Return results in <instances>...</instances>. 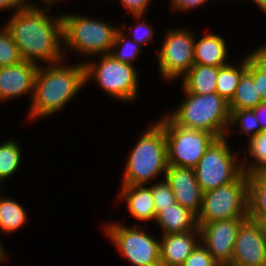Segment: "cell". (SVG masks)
<instances>
[{"label":"cell","mask_w":266,"mask_h":266,"mask_svg":"<svg viewBox=\"0 0 266 266\" xmlns=\"http://www.w3.org/2000/svg\"><path fill=\"white\" fill-rule=\"evenodd\" d=\"M41 7L32 1L30 6L10 15L3 24L18 46L22 59L38 66L65 59L62 15L52 17L48 14L50 9Z\"/></svg>","instance_id":"1"},{"label":"cell","mask_w":266,"mask_h":266,"mask_svg":"<svg viewBox=\"0 0 266 266\" xmlns=\"http://www.w3.org/2000/svg\"><path fill=\"white\" fill-rule=\"evenodd\" d=\"M65 62L63 59L38 67L27 120L45 119L60 112L86 87L84 63Z\"/></svg>","instance_id":"2"},{"label":"cell","mask_w":266,"mask_h":266,"mask_svg":"<svg viewBox=\"0 0 266 266\" xmlns=\"http://www.w3.org/2000/svg\"><path fill=\"white\" fill-rule=\"evenodd\" d=\"M63 54L73 52L86 62L105 54H110L119 26L106 20L89 17L87 14L62 13ZM94 18V19H92ZM69 49V50H68Z\"/></svg>","instance_id":"3"},{"label":"cell","mask_w":266,"mask_h":266,"mask_svg":"<svg viewBox=\"0 0 266 266\" xmlns=\"http://www.w3.org/2000/svg\"><path fill=\"white\" fill-rule=\"evenodd\" d=\"M142 133L126 159L120 185H147L168 169L164 127L156 120Z\"/></svg>","instance_id":"4"},{"label":"cell","mask_w":266,"mask_h":266,"mask_svg":"<svg viewBox=\"0 0 266 266\" xmlns=\"http://www.w3.org/2000/svg\"><path fill=\"white\" fill-rule=\"evenodd\" d=\"M184 100L166 115L177 125L210 132L217 138L226 137L230 124L229 102L216 92L207 95L188 93L183 87Z\"/></svg>","instance_id":"5"},{"label":"cell","mask_w":266,"mask_h":266,"mask_svg":"<svg viewBox=\"0 0 266 266\" xmlns=\"http://www.w3.org/2000/svg\"><path fill=\"white\" fill-rule=\"evenodd\" d=\"M98 58V61L92 58L84 62L85 84L89 83V80H94L93 84H97L106 96L124 103L135 102V99H138L140 85V73L136 66L119 62L111 54Z\"/></svg>","instance_id":"6"},{"label":"cell","mask_w":266,"mask_h":266,"mask_svg":"<svg viewBox=\"0 0 266 266\" xmlns=\"http://www.w3.org/2000/svg\"><path fill=\"white\" fill-rule=\"evenodd\" d=\"M103 225L105 236L132 266H161L160 239L145 231L144 227L135 223L127 226L113 220Z\"/></svg>","instance_id":"7"},{"label":"cell","mask_w":266,"mask_h":266,"mask_svg":"<svg viewBox=\"0 0 266 266\" xmlns=\"http://www.w3.org/2000/svg\"><path fill=\"white\" fill-rule=\"evenodd\" d=\"M237 218H248V173L246 172L227 185L203 193L197 224Z\"/></svg>","instance_id":"8"},{"label":"cell","mask_w":266,"mask_h":266,"mask_svg":"<svg viewBox=\"0 0 266 266\" xmlns=\"http://www.w3.org/2000/svg\"><path fill=\"white\" fill-rule=\"evenodd\" d=\"M228 138H217L194 167L203 193L227 185L243 173L242 159L236 152H231Z\"/></svg>","instance_id":"9"},{"label":"cell","mask_w":266,"mask_h":266,"mask_svg":"<svg viewBox=\"0 0 266 266\" xmlns=\"http://www.w3.org/2000/svg\"><path fill=\"white\" fill-rule=\"evenodd\" d=\"M158 122L164 127L168 165L194 168L217 139L210 132L181 127L166 114Z\"/></svg>","instance_id":"10"},{"label":"cell","mask_w":266,"mask_h":266,"mask_svg":"<svg viewBox=\"0 0 266 266\" xmlns=\"http://www.w3.org/2000/svg\"><path fill=\"white\" fill-rule=\"evenodd\" d=\"M194 31L189 28L168 29L157 52L160 76L167 82L183 77L194 64Z\"/></svg>","instance_id":"11"},{"label":"cell","mask_w":266,"mask_h":266,"mask_svg":"<svg viewBox=\"0 0 266 266\" xmlns=\"http://www.w3.org/2000/svg\"><path fill=\"white\" fill-rule=\"evenodd\" d=\"M247 219L237 218L198 224L201 244L221 266L231 265L237 233Z\"/></svg>","instance_id":"12"},{"label":"cell","mask_w":266,"mask_h":266,"mask_svg":"<svg viewBox=\"0 0 266 266\" xmlns=\"http://www.w3.org/2000/svg\"><path fill=\"white\" fill-rule=\"evenodd\" d=\"M230 266H266V235L262 223L247 219L241 225Z\"/></svg>","instance_id":"13"},{"label":"cell","mask_w":266,"mask_h":266,"mask_svg":"<svg viewBox=\"0 0 266 266\" xmlns=\"http://www.w3.org/2000/svg\"><path fill=\"white\" fill-rule=\"evenodd\" d=\"M38 67L25 60L11 66L0 67V102L28 94L31 103Z\"/></svg>","instance_id":"14"},{"label":"cell","mask_w":266,"mask_h":266,"mask_svg":"<svg viewBox=\"0 0 266 266\" xmlns=\"http://www.w3.org/2000/svg\"><path fill=\"white\" fill-rule=\"evenodd\" d=\"M165 180L169 183L176 202L197 216L201 209L203 192L194 168L168 165Z\"/></svg>","instance_id":"15"},{"label":"cell","mask_w":266,"mask_h":266,"mask_svg":"<svg viewBox=\"0 0 266 266\" xmlns=\"http://www.w3.org/2000/svg\"><path fill=\"white\" fill-rule=\"evenodd\" d=\"M161 266H181L200 243V230L161 235Z\"/></svg>","instance_id":"16"},{"label":"cell","mask_w":266,"mask_h":266,"mask_svg":"<svg viewBox=\"0 0 266 266\" xmlns=\"http://www.w3.org/2000/svg\"><path fill=\"white\" fill-rule=\"evenodd\" d=\"M116 199L125 201L128 213L137 221H155V203L153 202L152 190L147 185H120Z\"/></svg>","instance_id":"17"},{"label":"cell","mask_w":266,"mask_h":266,"mask_svg":"<svg viewBox=\"0 0 266 266\" xmlns=\"http://www.w3.org/2000/svg\"><path fill=\"white\" fill-rule=\"evenodd\" d=\"M223 36L204 33L199 39L195 37L194 64L221 67L228 64L229 51Z\"/></svg>","instance_id":"18"},{"label":"cell","mask_w":266,"mask_h":266,"mask_svg":"<svg viewBox=\"0 0 266 266\" xmlns=\"http://www.w3.org/2000/svg\"><path fill=\"white\" fill-rule=\"evenodd\" d=\"M154 223L162 229V235L199 230L197 216L177 202L163 208L156 215Z\"/></svg>","instance_id":"19"},{"label":"cell","mask_w":266,"mask_h":266,"mask_svg":"<svg viewBox=\"0 0 266 266\" xmlns=\"http://www.w3.org/2000/svg\"><path fill=\"white\" fill-rule=\"evenodd\" d=\"M218 67L193 64L182 77V87L191 94L207 95L216 92Z\"/></svg>","instance_id":"20"},{"label":"cell","mask_w":266,"mask_h":266,"mask_svg":"<svg viewBox=\"0 0 266 266\" xmlns=\"http://www.w3.org/2000/svg\"><path fill=\"white\" fill-rule=\"evenodd\" d=\"M248 219L266 220V170L248 173Z\"/></svg>","instance_id":"21"},{"label":"cell","mask_w":266,"mask_h":266,"mask_svg":"<svg viewBox=\"0 0 266 266\" xmlns=\"http://www.w3.org/2000/svg\"><path fill=\"white\" fill-rule=\"evenodd\" d=\"M241 60L239 64H236L237 66L231 62L218 67L216 93L227 102H230L234 97L237 85L242 75L247 71V55Z\"/></svg>","instance_id":"22"},{"label":"cell","mask_w":266,"mask_h":266,"mask_svg":"<svg viewBox=\"0 0 266 266\" xmlns=\"http://www.w3.org/2000/svg\"><path fill=\"white\" fill-rule=\"evenodd\" d=\"M9 197L0 195V232L4 235L13 234L22 229L28 220L26 209L18 201Z\"/></svg>","instance_id":"23"},{"label":"cell","mask_w":266,"mask_h":266,"mask_svg":"<svg viewBox=\"0 0 266 266\" xmlns=\"http://www.w3.org/2000/svg\"><path fill=\"white\" fill-rule=\"evenodd\" d=\"M262 101L257 83L245 72L237 85L234 97L229 102V110L253 109Z\"/></svg>","instance_id":"24"},{"label":"cell","mask_w":266,"mask_h":266,"mask_svg":"<svg viewBox=\"0 0 266 266\" xmlns=\"http://www.w3.org/2000/svg\"><path fill=\"white\" fill-rule=\"evenodd\" d=\"M22 148L17 140L7 139L0 144V181L5 184L22 164Z\"/></svg>","instance_id":"25"},{"label":"cell","mask_w":266,"mask_h":266,"mask_svg":"<svg viewBox=\"0 0 266 266\" xmlns=\"http://www.w3.org/2000/svg\"><path fill=\"white\" fill-rule=\"evenodd\" d=\"M246 152L253 161L242 160L243 172H259L266 170V133L262 132L248 141ZM248 163H247V162ZM253 162V163H252Z\"/></svg>","instance_id":"26"},{"label":"cell","mask_w":266,"mask_h":266,"mask_svg":"<svg viewBox=\"0 0 266 266\" xmlns=\"http://www.w3.org/2000/svg\"><path fill=\"white\" fill-rule=\"evenodd\" d=\"M230 113V124L226 137H230V133L237 127L242 132L241 134L250 135L247 141L262 133L261 125L258 123L253 109L230 110Z\"/></svg>","instance_id":"27"},{"label":"cell","mask_w":266,"mask_h":266,"mask_svg":"<svg viewBox=\"0 0 266 266\" xmlns=\"http://www.w3.org/2000/svg\"><path fill=\"white\" fill-rule=\"evenodd\" d=\"M142 51L141 45L118 30L110 54L119 62L133 65Z\"/></svg>","instance_id":"28"},{"label":"cell","mask_w":266,"mask_h":266,"mask_svg":"<svg viewBox=\"0 0 266 266\" xmlns=\"http://www.w3.org/2000/svg\"><path fill=\"white\" fill-rule=\"evenodd\" d=\"M132 17H134V19H135L134 22H136V24H135V26H132V27L130 26L128 28L129 34L126 33L127 29H126L125 24H120L119 30L127 37H129V35H130V38L133 41H135L136 43H138L139 45H141L142 47H144L143 45L146 46V45L152 43L154 41L153 39H155L154 38L155 31H154L153 26L150 25V22L146 23L144 15H132ZM143 18H144V20H143Z\"/></svg>","instance_id":"29"},{"label":"cell","mask_w":266,"mask_h":266,"mask_svg":"<svg viewBox=\"0 0 266 266\" xmlns=\"http://www.w3.org/2000/svg\"><path fill=\"white\" fill-rule=\"evenodd\" d=\"M22 60L18 46L3 25L0 27V67L11 66Z\"/></svg>","instance_id":"30"},{"label":"cell","mask_w":266,"mask_h":266,"mask_svg":"<svg viewBox=\"0 0 266 266\" xmlns=\"http://www.w3.org/2000/svg\"><path fill=\"white\" fill-rule=\"evenodd\" d=\"M152 190L153 202L155 203L156 215L163 210L176 203L174 193L169 183L164 179L148 184Z\"/></svg>","instance_id":"31"},{"label":"cell","mask_w":266,"mask_h":266,"mask_svg":"<svg viewBox=\"0 0 266 266\" xmlns=\"http://www.w3.org/2000/svg\"><path fill=\"white\" fill-rule=\"evenodd\" d=\"M181 266H221L201 244L196 246Z\"/></svg>","instance_id":"32"},{"label":"cell","mask_w":266,"mask_h":266,"mask_svg":"<svg viewBox=\"0 0 266 266\" xmlns=\"http://www.w3.org/2000/svg\"><path fill=\"white\" fill-rule=\"evenodd\" d=\"M257 83L258 93L261 96L262 101H266V73L261 71L247 56V71H246Z\"/></svg>","instance_id":"33"},{"label":"cell","mask_w":266,"mask_h":266,"mask_svg":"<svg viewBox=\"0 0 266 266\" xmlns=\"http://www.w3.org/2000/svg\"><path fill=\"white\" fill-rule=\"evenodd\" d=\"M152 0H119L131 15H145Z\"/></svg>","instance_id":"34"},{"label":"cell","mask_w":266,"mask_h":266,"mask_svg":"<svg viewBox=\"0 0 266 266\" xmlns=\"http://www.w3.org/2000/svg\"><path fill=\"white\" fill-rule=\"evenodd\" d=\"M170 1V0H169ZM209 2V0H171L170 7L171 10L174 12H189L190 10H194L195 8L202 7L204 4Z\"/></svg>","instance_id":"35"},{"label":"cell","mask_w":266,"mask_h":266,"mask_svg":"<svg viewBox=\"0 0 266 266\" xmlns=\"http://www.w3.org/2000/svg\"><path fill=\"white\" fill-rule=\"evenodd\" d=\"M248 58L263 72L266 73V44L257 46L256 49L250 50L246 54Z\"/></svg>","instance_id":"36"},{"label":"cell","mask_w":266,"mask_h":266,"mask_svg":"<svg viewBox=\"0 0 266 266\" xmlns=\"http://www.w3.org/2000/svg\"><path fill=\"white\" fill-rule=\"evenodd\" d=\"M31 5L30 0H0V10L19 11Z\"/></svg>","instance_id":"37"},{"label":"cell","mask_w":266,"mask_h":266,"mask_svg":"<svg viewBox=\"0 0 266 266\" xmlns=\"http://www.w3.org/2000/svg\"><path fill=\"white\" fill-rule=\"evenodd\" d=\"M256 119L261 125L262 132L266 133V101L261 102L253 108Z\"/></svg>","instance_id":"38"},{"label":"cell","mask_w":266,"mask_h":266,"mask_svg":"<svg viewBox=\"0 0 266 266\" xmlns=\"http://www.w3.org/2000/svg\"><path fill=\"white\" fill-rule=\"evenodd\" d=\"M259 7L263 11V13L266 15V0H250Z\"/></svg>","instance_id":"39"},{"label":"cell","mask_w":266,"mask_h":266,"mask_svg":"<svg viewBox=\"0 0 266 266\" xmlns=\"http://www.w3.org/2000/svg\"><path fill=\"white\" fill-rule=\"evenodd\" d=\"M7 249H4V246H3V244H2V242H1V239H0V263H3L5 260H7L8 259V255H7V251H6Z\"/></svg>","instance_id":"40"},{"label":"cell","mask_w":266,"mask_h":266,"mask_svg":"<svg viewBox=\"0 0 266 266\" xmlns=\"http://www.w3.org/2000/svg\"><path fill=\"white\" fill-rule=\"evenodd\" d=\"M58 1L62 2V0H41V2L44 3V6L46 7V9H50L51 5L55 4ZM64 1H66V0H64Z\"/></svg>","instance_id":"41"},{"label":"cell","mask_w":266,"mask_h":266,"mask_svg":"<svg viewBox=\"0 0 266 266\" xmlns=\"http://www.w3.org/2000/svg\"><path fill=\"white\" fill-rule=\"evenodd\" d=\"M262 225H263V228H264V231H265V235H266V220L262 222Z\"/></svg>","instance_id":"42"},{"label":"cell","mask_w":266,"mask_h":266,"mask_svg":"<svg viewBox=\"0 0 266 266\" xmlns=\"http://www.w3.org/2000/svg\"><path fill=\"white\" fill-rule=\"evenodd\" d=\"M2 185H4V183H2V182L0 181V191H1V189L4 187V186H2Z\"/></svg>","instance_id":"43"}]
</instances>
